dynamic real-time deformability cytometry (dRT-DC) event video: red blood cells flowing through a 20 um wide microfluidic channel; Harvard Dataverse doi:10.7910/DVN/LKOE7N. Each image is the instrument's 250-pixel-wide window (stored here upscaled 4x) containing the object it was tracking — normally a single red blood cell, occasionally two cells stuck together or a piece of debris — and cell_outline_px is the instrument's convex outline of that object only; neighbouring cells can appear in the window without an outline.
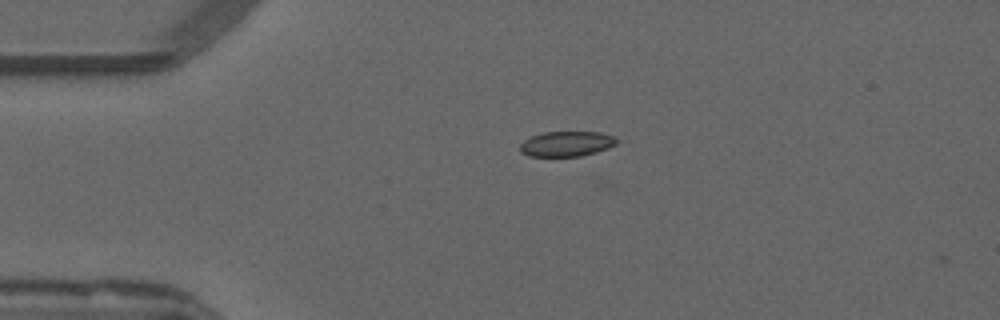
{"species": "common noctule bat (a hibernating species)", "species_latin": "Nyctalus noctula", "temperature_condition": "warm", "stored_images_in_passage": 37, "camera_frame_rate_fps": 3000, "um_per_image_px": 0.085, "animal": {"sex": "male", "forearm_length_mm": 52.5}, "frame": {"image": 1, "passage_image": 2, "time_ms": 0.333, "image_size_px": [1000, 320], "cell_outline_px": [[616, 144], [608, 148], [596, 152], [580, 156], [528, 156], [520, 152], [520, 144], [524, 140], [532, 136], [544, 132], [600, 132], [616, 136]], "centroid_in_image_um": [48.16, 12.22], "position_along_channel_um": 36.8, "area_um2": 14.16}}
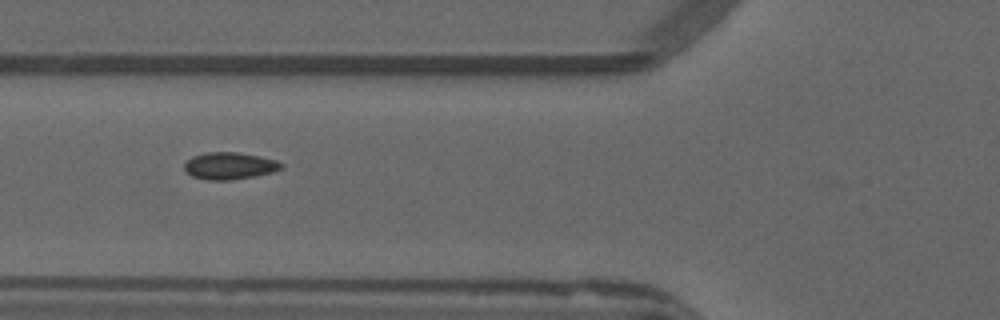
{"frame": {"image": 2, "passage_image": 10, "time_ms": 3.0, "image_size_px": [1000, 320], "cell_outline_px": [[284, 164], [280, 168], [272, 172], [232, 180], [208, 180], [192, 176], [184, 168], [184, 164], [192, 156], [204, 152], [236, 152], [260, 156], [276, 160]], "centroid_in_image_um": [19.49, 14.08], "position_along_channel_um": 106.3, "area_um2": 15.14}}
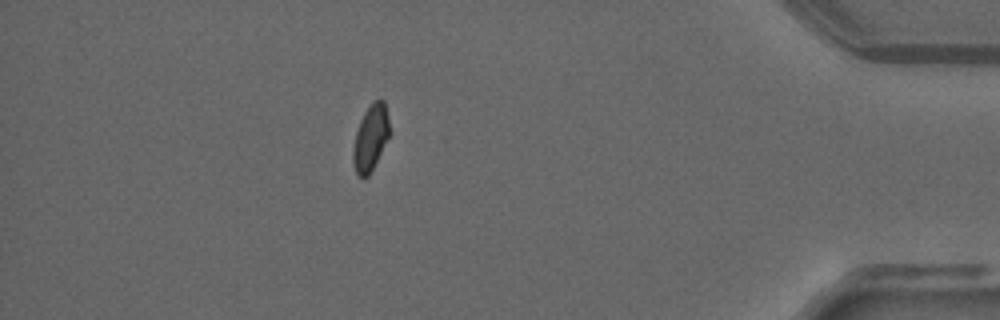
{"frame": {"image": 3, "passage_image": 37, "time_ms": 12.0, "image_size_px": [1000, 320], "cell_outline_px": [[392, 132], [368, 176], [360, 176], [356, 172], [352, 160], [352, 152], [356, 132], [360, 120], [364, 112], [376, 100], [384, 100]], "centroid_in_image_um": [31.52, 11.7], "position_along_channel_um": 403.7, "area_um2": 13.93}, "authors_computed_cell_mechanics": {"area_um2": 14.7968, "velocity_mm_per_s": 3.8427, "shape_relaxation_time_tau1_ms": null, "shape_relaxation_time_tau2_ms": 1.2911, "deformation_change_tau1": null, "deformation_change_tau2": 0.0392}}